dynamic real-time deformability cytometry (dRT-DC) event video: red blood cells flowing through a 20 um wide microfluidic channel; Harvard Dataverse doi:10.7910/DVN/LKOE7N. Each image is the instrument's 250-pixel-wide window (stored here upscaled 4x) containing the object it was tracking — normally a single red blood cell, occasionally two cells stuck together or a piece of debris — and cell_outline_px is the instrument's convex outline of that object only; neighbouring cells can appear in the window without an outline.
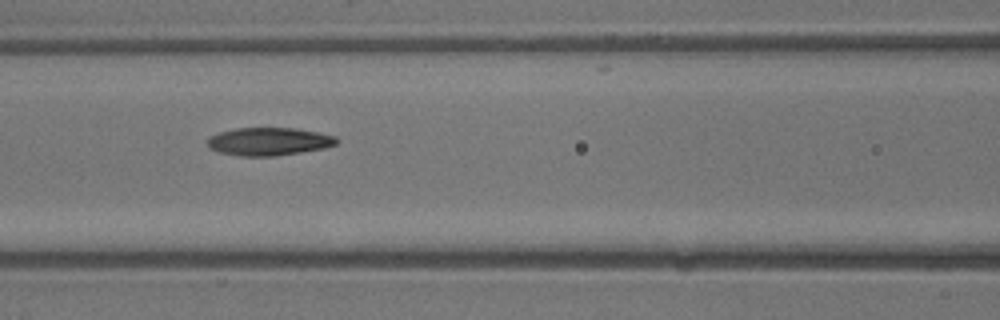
{"species": "common noctule bat (a hibernating species)", "species_latin": "Nyctalus noctula", "temperature_condition": "warm", "stored_images_in_passage": 3, "camera_frame_rate_fps": 3000, "um_per_image_px": 0.085, "animal": {"sex": "male", "body_mass_g": 13.3}, "frame": {"image": 1, "passage_image": 3, "time_ms": 0.667, "image_size_px": [1000, 320], "cell_outline_px": [[340, 140], [336, 144], [324, 148], [276, 156], [240, 156], [220, 152], [208, 148], [208, 140], [212, 136], [220, 132], [236, 128], [296, 128], [336, 136]], "centroid_in_image_um": [22.88, 12.03], "position_along_channel_um": 143.7, "area_um2": 20.92}}